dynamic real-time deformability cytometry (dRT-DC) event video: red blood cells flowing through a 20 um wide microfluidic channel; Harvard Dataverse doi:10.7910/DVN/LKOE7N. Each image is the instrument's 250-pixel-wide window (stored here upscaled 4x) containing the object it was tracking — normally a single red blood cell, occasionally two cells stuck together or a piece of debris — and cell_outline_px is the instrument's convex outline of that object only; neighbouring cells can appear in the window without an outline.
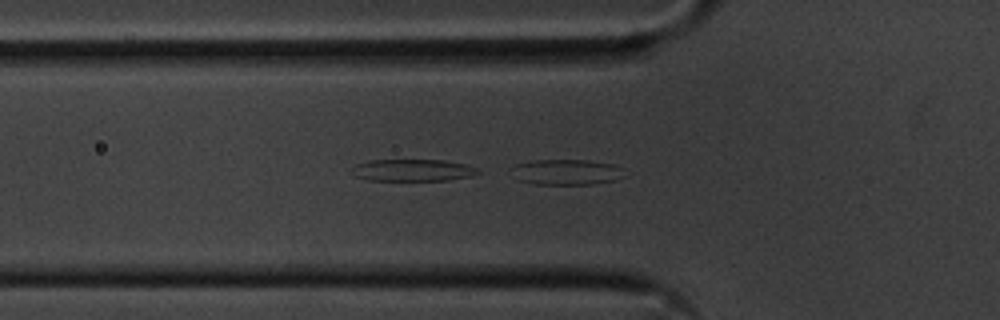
{"species": "common noctule bat (a hibernating species)", "species_latin": "Nyctalus noctula", "temperature_condition": "cold", "stored_images_in_passage": 42, "camera_frame_rate_fps": 3000, "um_per_image_px": 0.085, "animal": {"sex": "male", "body_mass_g": 20.1, "forearm_length_mm": 53.5}, "frame": {"image": 1, "passage_image": 6, "time_ms": 1.667, "image_size_px": [1000, 320], "cell_outline_px": [[628, 176], [616, 180], [592, 184], [536, 184], [520, 180], [508, 168], [516, 164], [532, 160], [588, 160], [612, 164], [620, 168]], "centroid_in_image_um": [48.17, 14.62], "position_along_channel_um": 77.6, "area_um2": 16.88}}
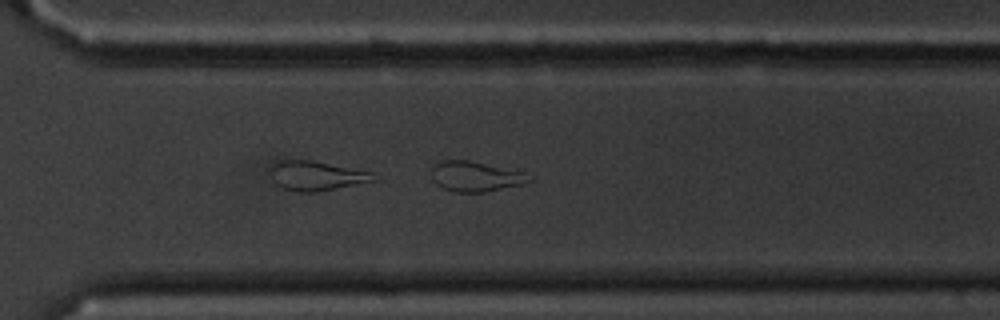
{"frame": {"image": 2, "passage_image": 27, "time_ms": 8.667, "image_size_px": [1000, 320], "cell_outline_px": [[532, 180], [520, 184], [484, 192], [452, 192], [436, 184], [432, 180], [432, 164], [440, 160], [468, 160], [520, 172]], "centroid_in_image_um": [40.28, 15.0], "position_along_channel_um": 330.3, "area_um2": 16.7}}
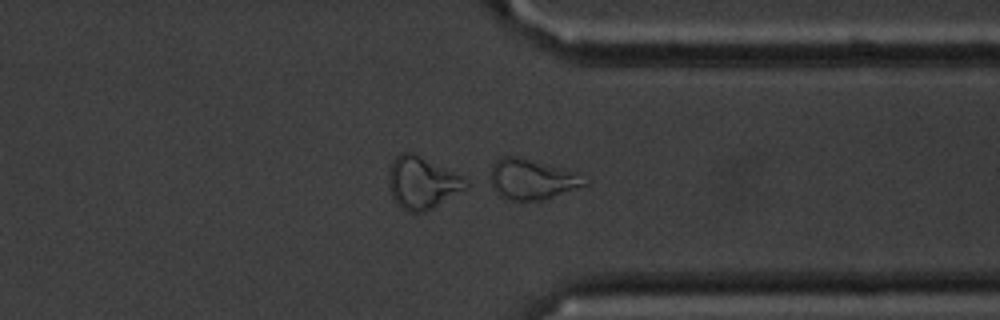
{"frame": {"image": 3, "passage_image": 30, "time_ms": 9.667, "image_size_px": [1000, 320], "cell_outline_px": [[588, 184], [544, 200], [504, 200], [496, 192], [492, 184], [492, 164], [500, 156], [516, 156], [564, 168], [576, 172], [588, 180]], "centroid_in_image_um": [45.23, 15.24], "position_along_channel_um": 366.2, "area_um2": 22.14}, "authors_computed_cell_mechanics": {"area_um2": 17.0221, "velocity_mm_per_s": 3.6088, "shape_relaxation_time_tau1_ms": null, "shape_relaxation_time_tau2_ms": 2.427, "deformation_change_tau1": null, "deformation_change_tau2": 0.1075}}